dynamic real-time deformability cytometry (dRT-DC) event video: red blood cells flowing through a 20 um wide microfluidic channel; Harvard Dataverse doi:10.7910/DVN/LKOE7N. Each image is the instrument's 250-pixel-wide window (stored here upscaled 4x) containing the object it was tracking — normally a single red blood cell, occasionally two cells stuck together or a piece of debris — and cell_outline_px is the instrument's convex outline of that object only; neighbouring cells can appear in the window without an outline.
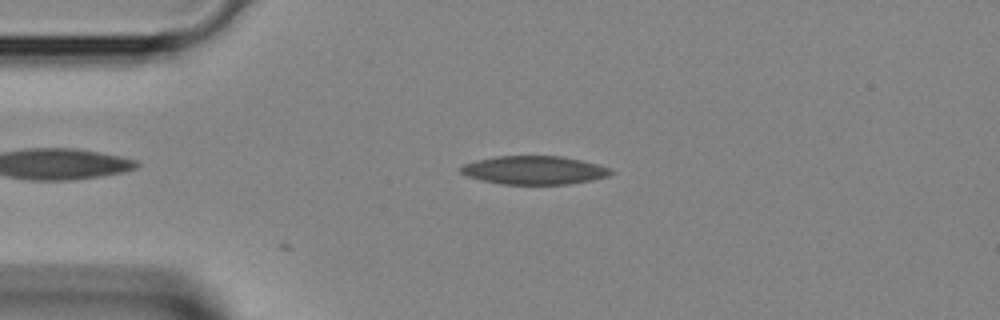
{"species": "Egyptian fruit bat (a non-hibernating species)", "species_latin": "Rousettus aegyptiacus", "temperature_condition": "room temperature", "stored_images_in_passage": 3, "camera_frame_rate_fps": 3000, "um_per_image_px": 0.085, "animal": {"sex": "female"}, "frame": {"image": 1, "passage_image": 1, "time_ms": 0.0, "image_size_px": [1000, 320], "cell_outline_px": [[616, 172], [608, 176], [592, 180], [568, 184], [504, 184], [480, 180], [468, 176], [460, 172], [460, 168], [464, 164], [476, 160], [496, 156], [560, 156], [580, 160], [596, 164], [608, 168]], "centroid_in_image_um": [45.4, 14.46], "position_along_channel_um": 39.6, "area_um2": 24.74}}
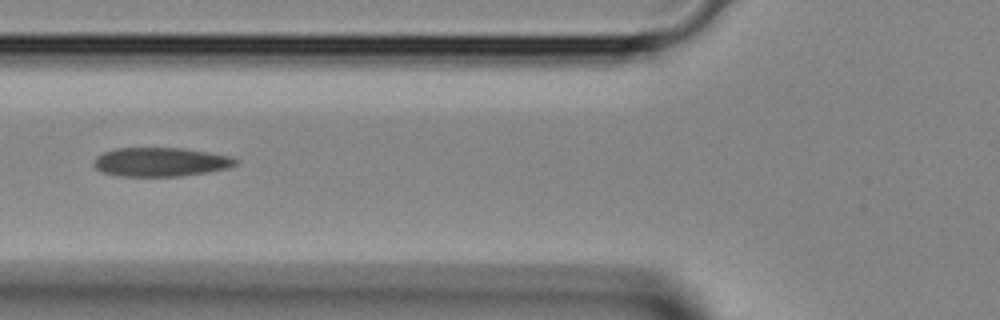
{"frame": {"image": 2, "passage_image": 3, "time_ms": 0.667, "image_size_px": [1000, 320], "cell_outline_px": [[240, 160], [236, 164], [228, 168], [180, 176], [120, 176], [100, 172], [92, 164], [96, 156], [104, 152], [116, 148], [184, 148], [228, 156]], "centroid_in_image_um": [13.6, 13.77], "position_along_channel_um": 112.2, "area_um2": 23.81}}